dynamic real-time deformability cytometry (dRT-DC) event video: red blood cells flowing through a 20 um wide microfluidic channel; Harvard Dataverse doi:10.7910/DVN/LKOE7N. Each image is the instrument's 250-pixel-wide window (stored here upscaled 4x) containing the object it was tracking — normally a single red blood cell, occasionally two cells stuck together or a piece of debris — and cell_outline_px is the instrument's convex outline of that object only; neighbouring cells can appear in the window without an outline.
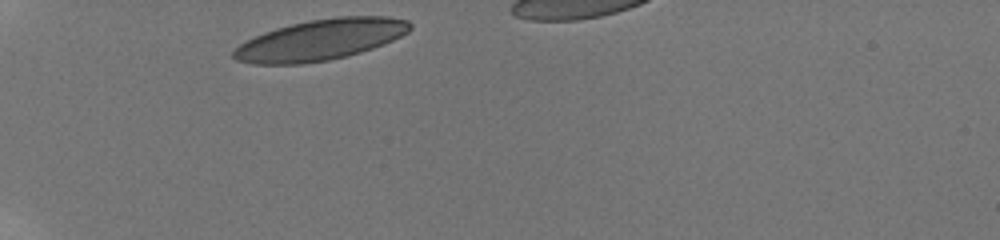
{"species": "human", "species_latin": "Homo sapiens", "temperature_condition": "room temperature", "stored_images_in_passage": 32, "camera_frame_rate_fps": 3000, "um_per_image_px": 0.085, "donor": {"sex": "male"}, "frame": {"image": 1, "passage_image": 1, "time_ms": 0.0, "image_size_px": [1000, 240], "cell_outline_px": [[412, 28], [408, 32], [384, 44], [348, 56], [328, 60], [304, 64], [252, 64], [236, 60], [232, 56], [232, 52], [240, 44], [264, 32], [276, 28], [308, 20], [336, 16], [388, 16], [408, 20], [412, 24]], "centroid_in_image_um": [27.26, 3.38], "position_along_channel_um": 57.7, "area_um2": 42.08}}
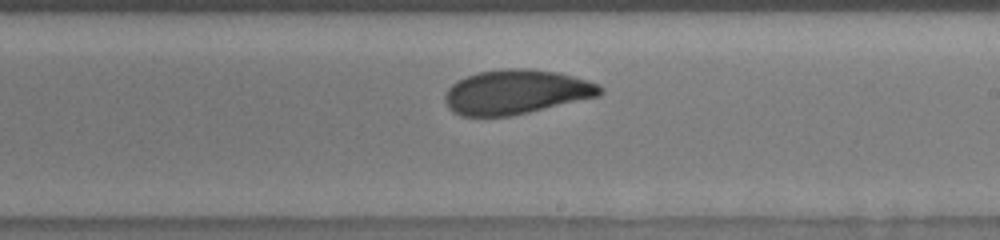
{"frame": {"image": 2, "passage_image": 18, "time_ms": 5.667, "image_size_px": [1000, 240], "cell_outline_px": [[604, 92], [600, 96], [528, 112], [508, 116], [460, 116], [452, 112], [448, 108], [444, 100], [444, 96], [448, 88], [452, 84], [468, 76], [480, 72], [504, 68], [528, 68], [556, 72], [588, 80], [600, 84], [604, 88]], "centroid_in_image_um": [43.89, 7.82], "position_along_channel_um": 245.1, "area_um2": 40.23}}
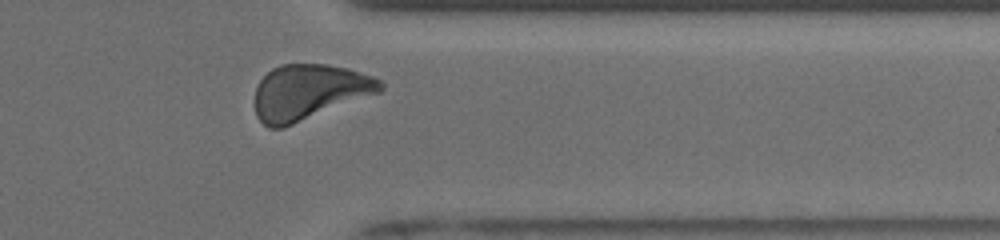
{"frame": {"image": 3, "passage_image": 29, "time_ms": 9.333, "image_size_px": [1000, 240], "cell_outline_px": [[384, 88], [380, 92], [284, 128], [268, 128], [256, 116], [256, 88], [260, 80], [272, 68], [280, 64], [328, 64], [348, 68], [372, 76], [380, 80], [384, 84]], "centroid_in_image_um": [26.28, 7.82], "position_along_channel_um": 385.1, "area_um2": 40.52}, "authors_computed_cell_mechanics": {"area_um2": 40.4889, "velocity_mm_per_s": 3.8297, "shape_relaxation_time_tau1_ms": 3.6915, "shape_relaxation_time_tau2_ms": 1.5493, "deformation_change_tau1": 0.1165, "deformation_change_tau2": 0.0723}}